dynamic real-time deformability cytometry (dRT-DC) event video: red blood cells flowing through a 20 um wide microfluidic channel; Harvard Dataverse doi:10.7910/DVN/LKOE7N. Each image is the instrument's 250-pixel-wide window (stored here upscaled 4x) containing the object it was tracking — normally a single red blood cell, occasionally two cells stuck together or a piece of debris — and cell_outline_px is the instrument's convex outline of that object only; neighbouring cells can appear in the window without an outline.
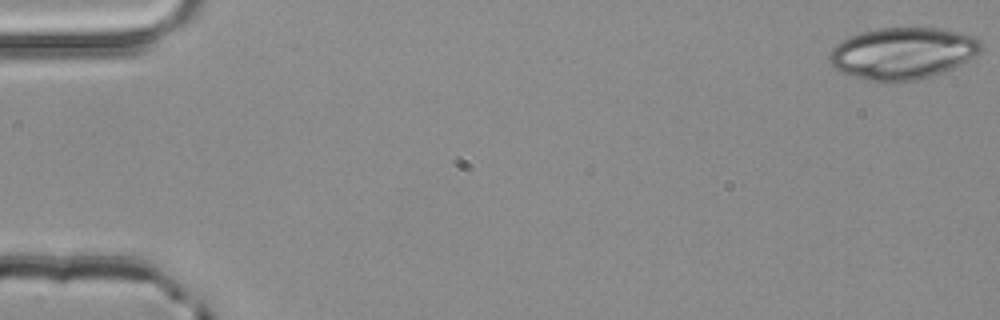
{"species": "common noctule bat (a hibernating species)", "species_latin": "Nyctalus noctula", "temperature_condition": "room temperature", "stored_images_in_passage": 4, "camera_frame_rate_fps": 3000, "um_per_image_px": 0.085, "animal": {"sex": "male", "body_mass_g": 20.4}, "frame": {"image": 1, "passage_image": 1, "time_ms": 0.0, "image_size_px": [1000, 320], "cell_outline_px": [[984, 48], [980, 52], [968, 60], [952, 68], [916, 80], [896, 84], [888, 84], [864, 80], [840, 72], [832, 68], [828, 60], [828, 56], [832, 48], [836, 44], [860, 32], [876, 28], [940, 28], [960, 32], [976, 36], [980, 40]], "centroid_in_image_um": [76.7, 4.55], "position_along_channel_um": 8.3, "area_um2": 46.47}}